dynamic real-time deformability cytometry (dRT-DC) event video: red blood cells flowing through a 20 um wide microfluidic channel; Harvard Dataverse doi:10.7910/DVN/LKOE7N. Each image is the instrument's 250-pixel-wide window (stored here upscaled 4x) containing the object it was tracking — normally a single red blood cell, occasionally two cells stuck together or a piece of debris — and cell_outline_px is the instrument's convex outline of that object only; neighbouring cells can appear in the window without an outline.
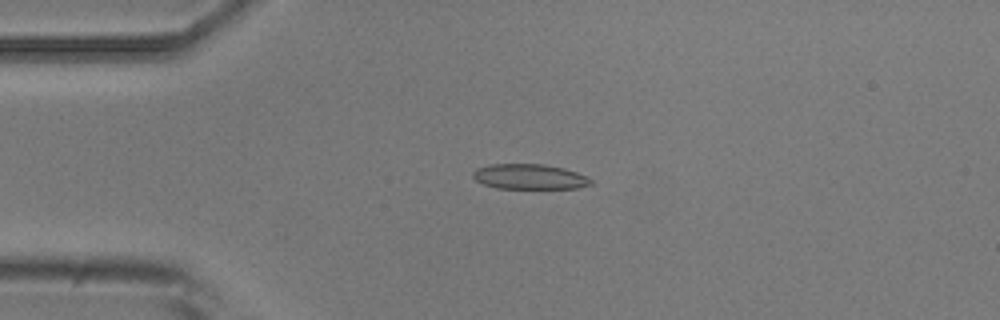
{"species": "common noctule bat (a hibernating species)", "species_latin": "Nyctalus noctula", "temperature_condition": "room temperature", "stored_images_in_passage": 3, "camera_frame_rate_fps": 3000, "um_per_image_px": 0.085, "animal": {"sex": "male", "body_mass_g": 20.5, "forearm_length_mm": 52.5}, "frame": {"image": 1, "passage_image": 3, "time_ms": 2.333, "image_size_px": [1000, 320], "cell_outline_px": [[592, 184], [576, 188], [496, 188], [484, 184], [476, 180], [472, 176], [472, 172], [476, 168], [492, 164], [544, 164], [564, 168], [576, 172], [592, 180]], "centroid_in_image_um": [44.98, 15.01], "position_along_channel_um": 40.0, "area_um2": 17.17}}